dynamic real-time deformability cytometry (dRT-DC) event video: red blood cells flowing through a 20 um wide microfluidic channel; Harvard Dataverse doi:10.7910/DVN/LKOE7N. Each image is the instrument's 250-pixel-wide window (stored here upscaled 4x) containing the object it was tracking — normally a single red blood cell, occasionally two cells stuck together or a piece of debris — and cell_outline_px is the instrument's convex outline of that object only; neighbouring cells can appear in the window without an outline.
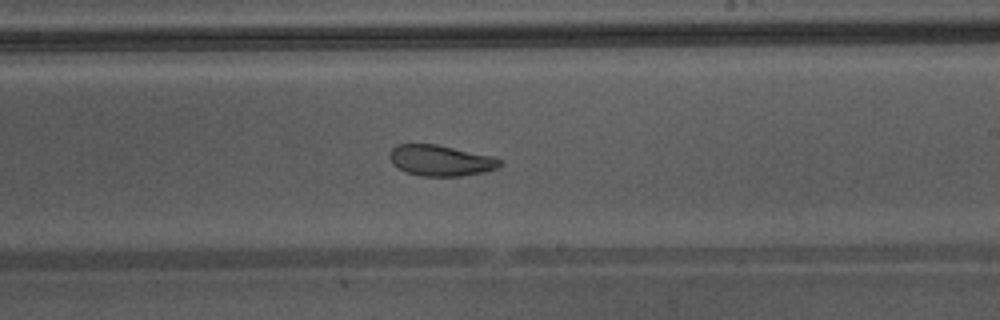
{"species": "Egyptian fruit bat (a non-hibernating species)", "species_latin": "Rousettus aegyptiacus", "temperature_condition": "warm", "stored_images_in_passage": 42, "camera_frame_rate_fps": 3000, "um_per_image_px": 0.085, "animal": {"sex": "male"}, "frame": {"image": 1, "passage_image": 24, "time_ms": 7.667, "image_size_px": [1000, 320], "cell_outline_px": [[504, 164], [496, 168], [484, 172], [460, 176], [420, 176], [404, 172], [392, 164], [388, 156], [392, 148], [396, 144], [436, 144], [492, 156], [504, 160]], "centroid_in_image_um": [37.44, 13.64], "position_along_channel_um": 251.6, "area_um2": 20.06}, "authors_computed_cell_mechanics": {"area_um2": 23.4957, "velocity_mm_per_s": 4.3572, "shape_relaxation_time_tau1_ms": null, "shape_relaxation_time_tau2_ms": 1.9443, "deformation_change_tau1": null, "deformation_change_tau2": 0.0795}}